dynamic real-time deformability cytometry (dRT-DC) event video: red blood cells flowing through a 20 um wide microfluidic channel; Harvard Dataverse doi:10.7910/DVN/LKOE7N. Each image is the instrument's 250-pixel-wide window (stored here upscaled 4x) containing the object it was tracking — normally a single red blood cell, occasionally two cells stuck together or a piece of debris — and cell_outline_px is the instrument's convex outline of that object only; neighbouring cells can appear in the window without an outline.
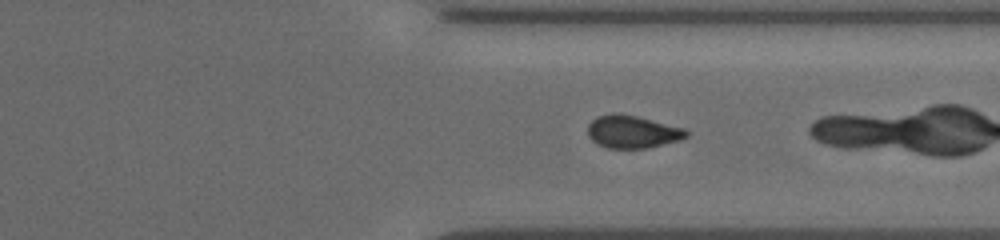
{"species": "common noctule bat (a hibernating species)", "species_latin": "Nyctalus noctula", "temperature_condition": "cold", "stored_images_in_passage": 25, "camera_frame_rate_fps": 3000, "um_per_image_px": 0.085, "animal": {"sex": "female", "body_mass_g": 19.5, "forearm_length_mm": 54.1}, "frame": {"image": 1, "passage_image": 22, "time_ms": 7.0, "image_size_px": [1000, 240], "cell_outline_px": [[688, 136], [680, 140], [648, 148], [608, 148], [596, 144], [588, 136], [588, 124], [596, 116], [636, 116], [684, 128], [688, 132]], "centroid_in_image_um": [53.77, 11.24], "position_along_channel_um": 357.6, "area_um2": 18.26}, "authors_computed_cell_mechanics": {"area_um2": 19.3052, "velocity_mm_per_s": 3.8347, "shape_relaxation_time_tau1_ms": 3.7299, "shape_relaxation_time_tau2_ms": 4.1138, "deformation_change_tau1": 0.0868, "deformation_change_tau2": 0.0523}}